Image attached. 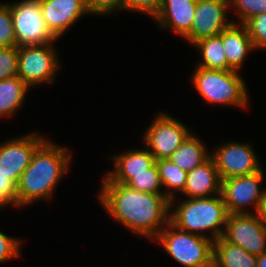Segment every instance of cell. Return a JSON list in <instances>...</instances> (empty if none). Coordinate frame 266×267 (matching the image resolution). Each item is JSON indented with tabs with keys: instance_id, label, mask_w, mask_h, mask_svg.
<instances>
[{
	"instance_id": "cell-1",
	"label": "cell",
	"mask_w": 266,
	"mask_h": 267,
	"mask_svg": "<svg viewBox=\"0 0 266 267\" xmlns=\"http://www.w3.org/2000/svg\"><path fill=\"white\" fill-rule=\"evenodd\" d=\"M97 198L108 216L135 235L154 240L169 223L170 200L164 194L136 191L125 184L101 182Z\"/></svg>"
},
{
	"instance_id": "cell-2",
	"label": "cell",
	"mask_w": 266,
	"mask_h": 267,
	"mask_svg": "<svg viewBox=\"0 0 266 267\" xmlns=\"http://www.w3.org/2000/svg\"><path fill=\"white\" fill-rule=\"evenodd\" d=\"M71 154L69 148L46 139L17 183V208L52 199L57 185L71 168Z\"/></svg>"
},
{
	"instance_id": "cell-3",
	"label": "cell",
	"mask_w": 266,
	"mask_h": 267,
	"mask_svg": "<svg viewBox=\"0 0 266 267\" xmlns=\"http://www.w3.org/2000/svg\"><path fill=\"white\" fill-rule=\"evenodd\" d=\"M175 202L176 198L170 200L169 222L176 228L212 241L222 237L228 211L221 194L207 198H185L180 202L178 200V204Z\"/></svg>"
},
{
	"instance_id": "cell-4",
	"label": "cell",
	"mask_w": 266,
	"mask_h": 267,
	"mask_svg": "<svg viewBox=\"0 0 266 267\" xmlns=\"http://www.w3.org/2000/svg\"><path fill=\"white\" fill-rule=\"evenodd\" d=\"M191 75L194 89L205 102L246 109L249 91L240 72L195 67Z\"/></svg>"
},
{
	"instance_id": "cell-5",
	"label": "cell",
	"mask_w": 266,
	"mask_h": 267,
	"mask_svg": "<svg viewBox=\"0 0 266 267\" xmlns=\"http://www.w3.org/2000/svg\"><path fill=\"white\" fill-rule=\"evenodd\" d=\"M153 241L183 267H205L213 261L214 241L180 230L170 222Z\"/></svg>"
},
{
	"instance_id": "cell-6",
	"label": "cell",
	"mask_w": 266,
	"mask_h": 267,
	"mask_svg": "<svg viewBox=\"0 0 266 267\" xmlns=\"http://www.w3.org/2000/svg\"><path fill=\"white\" fill-rule=\"evenodd\" d=\"M54 43L18 47L17 76L30 88L52 84L60 71L58 52Z\"/></svg>"
},
{
	"instance_id": "cell-7",
	"label": "cell",
	"mask_w": 266,
	"mask_h": 267,
	"mask_svg": "<svg viewBox=\"0 0 266 267\" xmlns=\"http://www.w3.org/2000/svg\"><path fill=\"white\" fill-rule=\"evenodd\" d=\"M14 25L16 46L56 43L43 19L39 0L9 1Z\"/></svg>"
},
{
	"instance_id": "cell-8",
	"label": "cell",
	"mask_w": 266,
	"mask_h": 267,
	"mask_svg": "<svg viewBox=\"0 0 266 267\" xmlns=\"http://www.w3.org/2000/svg\"><path fill=\"white\" fill-rule=\"evenodd\" d=\"M191 133L183 122L161 111L141 138L155 160H159L168 159Z\"/></svg>"
},
{
	"instance_id": "cell-9",
	"label": "cell",
	"mask_w": 266,
	"mask_h": 267,
	"mask_svg": "<svg viewBox=\"0 0 266 267\" xmlns=\"http://www.w3.org/2000/svg\"><path fill=\"white\" fill-rule=\"evenodd\" d=\"M264 178V171L261 169L250 175L222 179L220 194L228 214L252 213L246 208H251L252 205L257 213L265 191V188H262Z\"/></svg>"
},
{
	"instance_id": "cell-10",
	"label": "cell",
	"mask_w": 266,
	"mask_h": 267,
	"mask_svg": "<svg viewBox=\"0 0 266 267\" xmlns=\"http://www.w3.org/2000/svg\"><path fill=\"white\" fill-rule=\"evenodd\" d=\"M217 146L210 153L221 180L250 175L263 169L260 159L249 142L240 143L229 140Z\"/></svg>"
},
{
	"instance_id": "cell-11",
	"label": "cell",
	"mask_w": 266,
	"mask_h": 267,
	"mask_svg": "<svg viewBox=\"0 0 266 267\" xmlns=\"http://www.w3.org/2000/svg\"><path fill=\"white\" fill-rule=\"evenodd\" d=\"M222 238L256 256L266 253V224L257 213L228 214Z\"/></svg>"
},
{
	"instance_id": "cell-12",
	"label": "cell",
	"mask_w": 266,
	"mask_h": 267,
	"mask_svg": "<svg viewBox=\"0 0 266 267\" xmlns=\"http://www.w3.org/2000/svg\"><path fill=\"white\" fill-rule=\"evenodd\" d=\"M46 139L36 132H29L0 142V176L9 177L17 185L34 152Z\"/></svg>"
},
{
	"instance_id": "cell-13",
	"label": "cell",
	"mask_w": 266,
	"mask_h": 267,
	"mask_svg": "<svg viewBox=\"0 0 266 267\" xmlns=\"http://www.w3.org/2000/svg\"><path fill=\"white\" fill-rule=\"evenodd\" d=\"M229 0H197L195 18L190 32L184 37L188 43L219 35L234 19L228 20ZM228 13V14H227Z\"/></svg>"
},
{
	"instance_id": "cell-14",
	"label": "cell",
	"mask_w": 266,
	"mask_h": 267,
	"mask_svg": "<svg viewBox=\"0 0 266 267\" xmlns=\"http://www.w3.org/2000/svg\"><path fill=\"white\" fill-rule=\"evenodd\" d=\"M39 4L48 29L57 39L89 14L84 0H39Z\"/></svg>"
},
{
	"instance_id": "cell-15",
	"label": "cell",
	"mask_w": 266,
	"mask_h": 267,
	"mask_svg": "<svg viewBox=\"0 0 266 267\" xmlns=\"http://www.w3.org/2000/svg\"><path fill=\"white\" fill-rule=\"evenodd\" d=\"M143 148L145 149H130L122 154L111 155L114 169L105 172L101 182L126 184L131 179V174L146 173L156 160L146 147Z\"/></svg>"
},
{
	"instance_id": "cell-16",
	"label": "cell",
	"mask_w": 266,
	"mask_h": 267,
	"mask_svg": "<svg viewBox=\"0 0 266 267\" xmlns=\"http://www.w3.org/2000/svg\"><path fill=\"white\" fill-rule=\"evenodd\" d=\"M197 0H163L160 11L153 18L160 29H171L184 38L191 29L195 18Z\"/></svg>"
},
{
	"instance_id": "cell-17",
	"label": "cell",
	"mask_w": 266,
	"mask_h": 267,
	"mask_svg": "<svg viewBox=\"0 0 266 267\" xmlns=\"http://www.w3.org/2000/svg\"><path fill=\"white\" fill-rule=\"evenodd\" d=\"M221 193V179L213 158L187 172L181 195L185 198H207Z\"/></svg>"
},
{
	"instance_id": "cell-18",
	"label": "cell",
	"mask_w": 266,
	"mask_h": 267,
	"mask_svg": "<svg viewBox=\"0 0 266 267\" xmlns=\"http://www.w3.org/2000/svg\"><path fill=\"white\" fill-rule=\"evenodd\" d=\"M227 70L240 72L248 54L255 51L248 31L243 24L232 23L221 32Z\"/></svg>"
},
{
	"instance_id": "cell-19",
	"label": "cell",
	"mask_w": 266,
	"mask_h": 267,
	"mask_svg": "<svg viewBox=\"0 0 266 267\" xmlns=\"http://www.w3.org/2000/svg\"><path fill=\"white\" fill-rule=\"evenodd\" d=\"M197 134L191 133L179 148L168 158L182 170L189 172L201 165L210 156L207 145L203 143Z\"/></svg>"
},
{
	"instance_id": "cell-20",
	"label": "cell",
	"mask_w": 266,
	"mask_h": 267,
	"mask_svg": "<svg viewBox=\"0 0 266 267\" xmlns=\"http://www.w3.org/2000/svg\"><path fill=\"white\" fill-rule=\"evenodd\" d=\"M29 89L18 76L0 80V119L11 118L21 109Z\"/></svg>"
},
{
	"instance_id": "cell-21",
	"label": "cell",
	"mask_w": 266,
	"mask_h": 267,
	"mask_svg": "<svg viewBox=\"0 0 266 267\" xmlns=\"http://www.w3.org/2000/svg\"><path fill=\"white\" fill-rule=\"evenodd\" d=\"M213 261L220 267H257L256 255L225 241L222 237L214 241Z\"/></svg>"
},
{
	"instance_id": "cell-22",
	"label": "cell",
	"mask_w": 266,
	"mask_h": 267,
	"mask_svg": "<svg viewBox=\"0 0 266 267\" xmlns=\"http://www.w3.org/2000/svg\"><path fill=\"white\" fill-rule=\"evenodd\" d=\"M193 46L199 50L202 57L196 67L227 70V59L221 33L216 36L201 39L194 43Z\"/></svg>"
},
{
	"instance_id": "cell-23",
	"label": "cell",
	"mask_w": 266,
	"mask_h": 267,
	"mask_svg": "<svg viewBox=\"0 0 266 267\" xmlns=\"http://www.w3.org/2000/svg\"><path fill=\"white\" fill-rule=\"evenodd\" d=\"M160 181L162 184L164 195L169 199L176 196V192L181 194L186 184L187 172L175 165L169 159L156 160Z\"/></svg>"
},
{
	"instance_id": "cell-24",
	"label": "cell",
	"mask_w": 266,
	"mask_h": 267,
	"mask_svg": "<svg viewBox=\"0 0 266 267\" xmlns=\"http://www.w3.org/2000/svg\"><path fill=\"white\" fill-rule=\"evenodd\" d=\"M125 185L144 193L164 194L156 163L146 173L131 174V179Z\"/></svg>"
},
{
	"instance_id": "cell-25",
	"label": "cell",
	"mask_w": 266,
	"mask_h": 267,
	"mask_svg": "<svg viewBox=\"0 0 266 267\" xmlns=\"http://www.w3.org/2000/svg\"><path fill=\"white\" fill-rule=\"evenodd\" d=\"M229 13L234 8L236 20L233 23L244 24L250 18L266 13V0H229Z\"/></svg>"
},
{
	"instance_id": "cell-26",
	"label": "cell",
	"mask_w": 266,
	"mask_h": 267,
	"mask_svg": "<svg viewBox=\"0 0 266 267\" xmlns=\"http://www.w3.org/2000/svg\"><path fill=\"white\" fill-rule=\"evenodd\" d=\"M252 40L255 51L266 49V13L256 15L243 24Z\"/></svg>"
},
{
	"instance_id": "cell-27",
	"label": "cell",
	"mask_w": 266,
	"mask_h": 267,
	"mask_svg": "<svg viewBox=\"0 0 266 267\" xmlns=\"http://www.w3.org/2000/svg\"><path fill=\"white\" fill-rule=\"evenodd\" d=\"M16 46L12 13L8 3L0 4V48Z\"/></svg>"
},
{
	"instance_id": "cell-28",
	"label": "cell",
	"mask_w": 266,
	"mask_h": 267,
	"mask_svg": "<svg viewBox=\"0 0 266 267\" xmlns=\"http://www.w3.org/2000/svg\"><path fill=\"white\" fill-rule=\"evenodd\" d=\"M18 46L0 48V80L17 76Z\"/></svg>"
},
{
	"instance_id": "cell-29",
	"label": "cell",
	"mask_w": 266,
	"mask_h": 267,
	"mask_svg": "<svg viewBox=\"0 0 266 267\" xmlns=\"http://www.w3.org/2000/svg\"><path fill=\"white\" fill-rule=\"evenodd\" d=\"M162 2L163 0H122L121 12H140L153 19L160 11Z\"/></svg>"
},
{
	"instance_id": "cell-30",
	"label": "cell",
	"mask_w": 266,
	"mask_h": 267,
	"mask_svg": "<svg viewBox=\"0 0 266 267\" xmlns=\"http://www.w3.org/2000/svg\"><path fill=\"white\" fill-rule=\"evenodd\" d=\"M23 240L8 236L0 231V264L21 257Z\"/></svg>"
},
{
	"instance_id": "cell-31",
	"label": "cell",
	"mask_w": 266,
	"mask_h": 267,
	"mask_svg": "<svg viewBox=\"0 0 266 267\" xmlns=\"http://www.w3.org/2000/svg\"><path fill=\"white\" fill-rule=\"evenodd\" d=\"M89 15H108L121 12L122 0H84Z\"/></svg>"
},
{
	"instance_id": "cell-32",
	"label": "cell",
	"mask_w": 266,
	"mask_h": 267,
	"mask_svg": "<svg viewBox=\"0 0 266 267\" xmlns=\"http://www.w3.org/2000/svg\"><path fill=\"white\" fill-rule=\"evenodd\" d=\"M5 206L17 208V185L9 177L0 176V209Z\"/></svg>"
},
{
	"instance_id": "cell-33",
	"label": "cell",
	"mask_w": 266,
	"mask_h": 267,
	"mask_svg": "<svg viewBox=\"0 0 266 267\" xmlns=\"http://www.w3.org/2000/svg\"><path fill=\"white\" fill-rule=\"evenodd\" d=\"M257 215L263 220L266 224V188L263 194V198L261 199V203L259 209L257 211Z\"/></svg>"
},
{
	"instance_id": "cell-34",
	"label": "cell",
	"mask_w": 266,
	"mask_h": 267,
	"mask_svg": "<svg viewBox=\"0 0 266 267\" xmlns=\"http://www.w3.org/2000/svg\"><path fill=\"white\" fill-rule=\"evenodd\" d=\"M257 267H266V253L257 256Z\"/></svg>"
},
{
	"instance_id": "cell-35",
	"label": "cell",
	"mask_w": 266,
	"mask_h": 267,
	"mask_svg": "<svg viewBox=\"0 0 266 267\" xmlns=\"http://www.w3.org/2000/svg\"><path fill=\"white\" fill-rule=\"evenodd\" d=\"M205 267H220V266H218L214 261H212L210 264L206 265Z\"/></svg>"
}]
</instances>
